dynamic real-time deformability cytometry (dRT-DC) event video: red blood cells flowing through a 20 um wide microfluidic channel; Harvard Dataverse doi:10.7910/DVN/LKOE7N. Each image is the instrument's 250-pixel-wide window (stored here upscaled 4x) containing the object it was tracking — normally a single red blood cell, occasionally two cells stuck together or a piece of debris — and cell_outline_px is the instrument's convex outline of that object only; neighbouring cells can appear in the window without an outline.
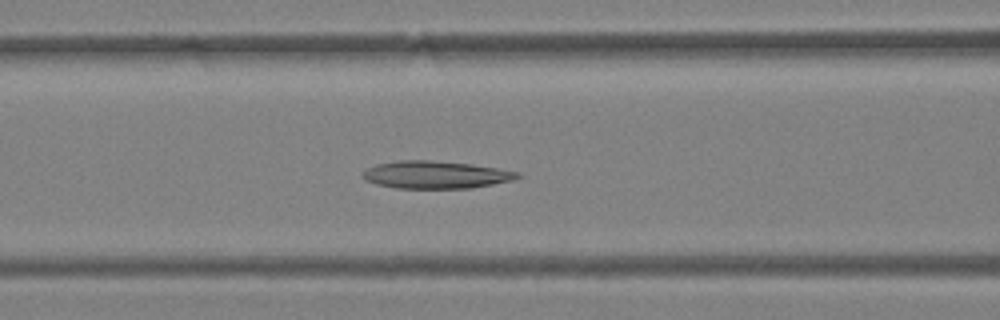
{"species": "Egyptian fruit bat (a non-hibernating species)", "species_latin": "Rousettus aegyptiacus", "temperature_condition": "warm", "stored_images_in_passage": 36, "camera_frame_rate_fps": 3000, "um_per_image_px": 0.085, "animal": {"sex": "female"}, "frame": {"image": 1, "passage_image": 9, "time_ms": 2.667, "image_size_px": [1000, 320], "cell_outline_px": [[524, 176], [512, 180], [472, 188], [396, 188], [376, 184], [364, 180], [364, 172], [368, 168], [376, 164], [400, 160], [428, 160], [468, 164], [496, 168], [520, 172]], "centroid_in_image_um": [37.05, 14.86], "position_along_channel_um": 129.6, "area_um2": 24.62}}
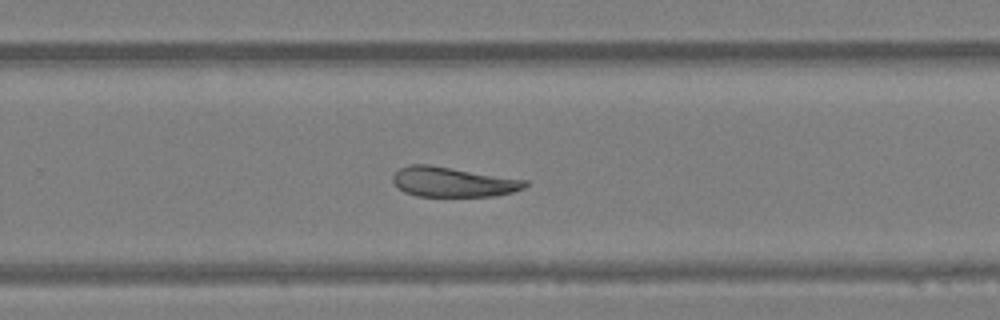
{"frame": {"image": 2, "passage_image": 20, "time_ms": 6.333, "image_size_px": [1000, 320], "cell_outline_px": [[528, 184], [524, 188], [512, 192], [496, 196], [416, 196], [404, 192], [392, 180], [392, 176], [400, 168], [412, 164], [428, 164], [528, 180]], "centroid_in_image_um": [38.52, 15.47], "position_along_channel_um": 291.3, "area_um2": 22.95}}
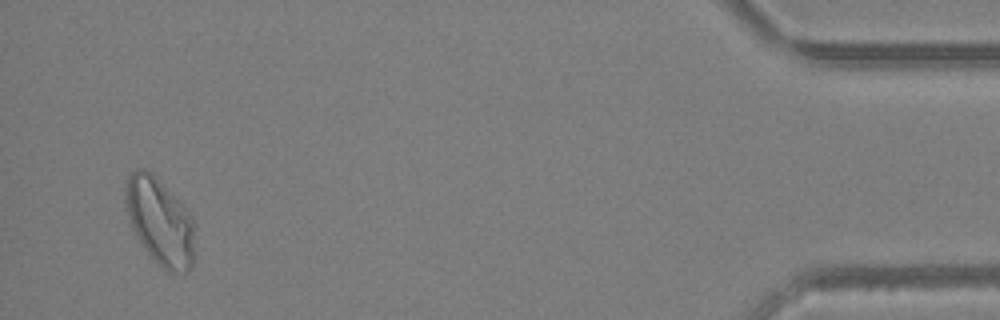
{"frame": {"image": 3, "passage_image": 34, "time_ms": 11.0, "image_size_px": [1000, 320], "cell_outline_px": [[196, 228], [192, 268], [188, 272], [168, 272], [144, 248], [132, 228], [128, 216], [124, 200], [124, 188], [128, 176], [136, 168], [144, 168], [152, 172], [192, 216]], "centroid_in_image_um": [13.6, 18.81], "position_along_channel_um": 421.6, "area_um2": 35.2}}